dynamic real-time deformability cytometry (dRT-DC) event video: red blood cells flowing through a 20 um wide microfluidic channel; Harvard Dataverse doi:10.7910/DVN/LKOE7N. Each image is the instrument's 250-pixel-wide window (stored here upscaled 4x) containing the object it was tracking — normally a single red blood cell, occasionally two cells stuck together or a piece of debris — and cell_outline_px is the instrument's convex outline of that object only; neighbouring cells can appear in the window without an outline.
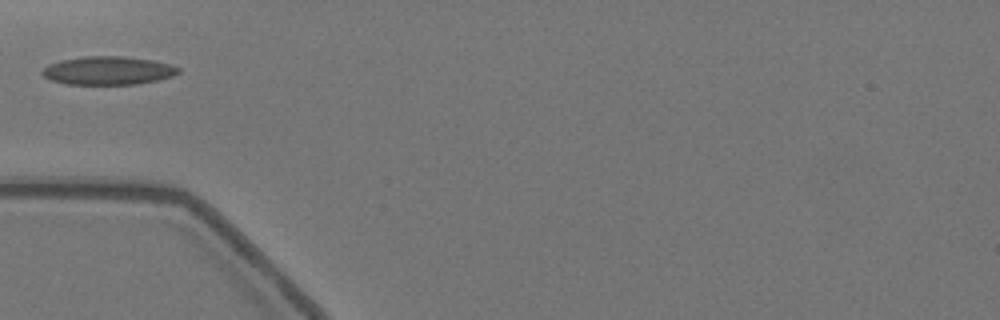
{"species": "Egyptian fruit bat (a non-hibernating species)", "species_latin": "Rousettus aegyptiacus", "temperature_condition": "warm", "stored_images_in_passage": 27, "camera_frame_rate_fps": 3000, "um_per_image_px": 0.085, "animal": {"sex": "female"}, "frame": {"image": 1, "passage_image": 1, "time_ms": 0.0, "image_size_px": [1000, 320], "cell_outline_px": [[180, 72], [172, 76], [156, 80], [136, 84], [64, 84], [52, 80], [44, 76], [40, 72], [48, 64], [60, 60], [84, 56], [124, 56], [152, 60], [172, 64], [180, 68]], "centroid_in_image_um": [9.18, 5.99], "position_along_channel_um": 75.8, "area_um2": 22.54}}
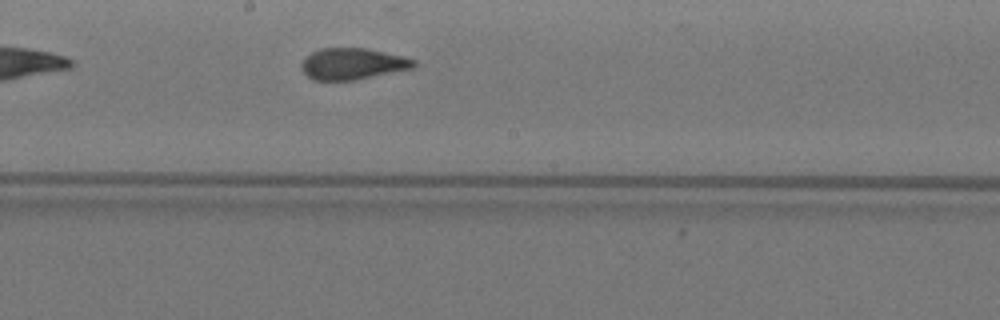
{"frame": {"image": 2, "passage_image": 13, "time_ms": 4.0, "image_size_px": [1000, 320], "cell_outline_px": [[416, 64], [412, 68], [352, 80], [312, 80], [300, 68], [300, 64], [304, 56], [320, 48], [368, 48], [416, 60]], "centroid_in_image_um": [29.89, 5.41], "position_along_channel_um": 218.3, "area_um2": 20.4}}
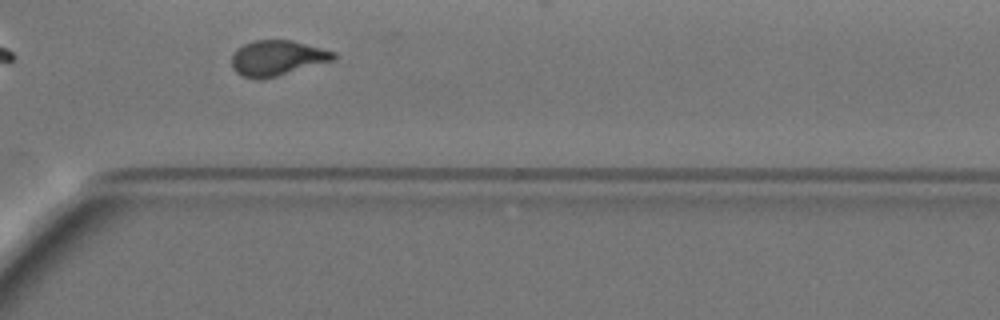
{"frame": {"image": 3, "passage_image": 24, "time_ms": 7.667, "image_size_px": [1000, 320], "cell_outline_px": [[336, 60], [276, 76], [260, 80], [256, 80], [240, 76], [232, 68], [232, 56], [236, 48], [244, 44], [256, 40], [292, 40], [336, 52]], "centroid_in_image_um": [23.55, 4.94], "position_along_channel_um": 347.0, "area_um2": 21.15}}